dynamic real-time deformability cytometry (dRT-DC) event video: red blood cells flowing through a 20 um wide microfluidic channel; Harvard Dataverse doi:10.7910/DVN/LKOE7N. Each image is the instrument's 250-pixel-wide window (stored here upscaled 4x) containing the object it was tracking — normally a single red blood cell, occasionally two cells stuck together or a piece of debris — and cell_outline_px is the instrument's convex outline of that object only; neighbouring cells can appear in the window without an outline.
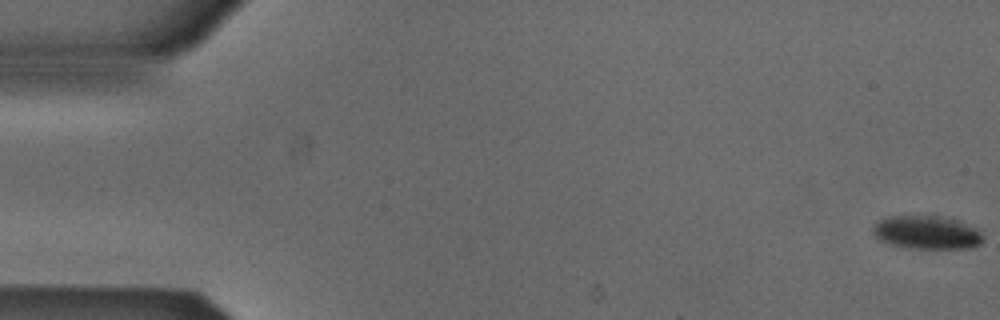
{"species": "Egyptian fruit bat (a non-hibernating species)", "species_latin": "Rousettus aegyptiacus", "temperature_condition": "cold", "stored_images_in_passage": 40, "camera_frame_rate_fps": 3000, "um_per_image_px": 0.085, "animal": {"sex": "male"}, "frame": {"image": 1, "passage_image": 1, "time_ms": 0.0, "image_size_px": [1000, 320], "cell_outline_px": [[984, 240], [980, 244], [972, 248], [908, 248], [888, 244], [880, 240], [872, 232], [872, 228], [880, 220], [892, 216], [940, 216], [960, 220], [976, 228], [984, 236]], "centroid_in_image_um": [78.82, 19.76], "position_along_channel_um": 6.2, "area_um2": 21.5}}
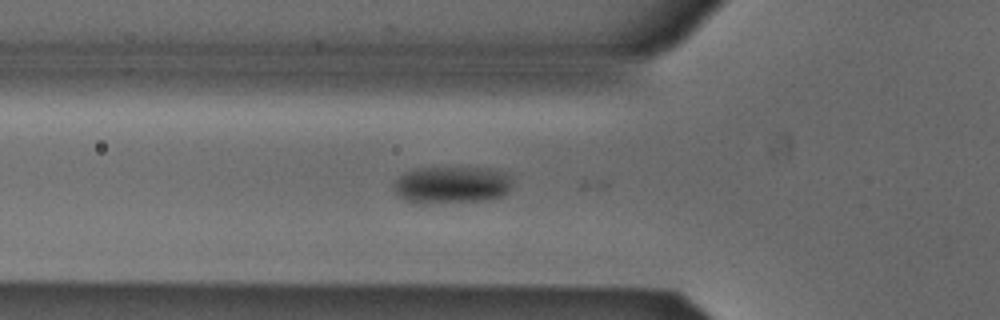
{"frame": {"image": 2, "passage_image": 19, "time_ms": 6.0, "image_size_px": [1000, 320], "cell_outline_px": [[512, 184], [508, 192], [504, 196], [492, 200], [416, 204], [404, 200], [396, 196], [392, 188], [392, 184], [404, 172], [416, 168], [488, 168], [504, 172], [512, 176]], "centroid_in_image_um": [38.38, 15.73], "position_along_channel_um": 87.4, "area_um2": 26.36}}
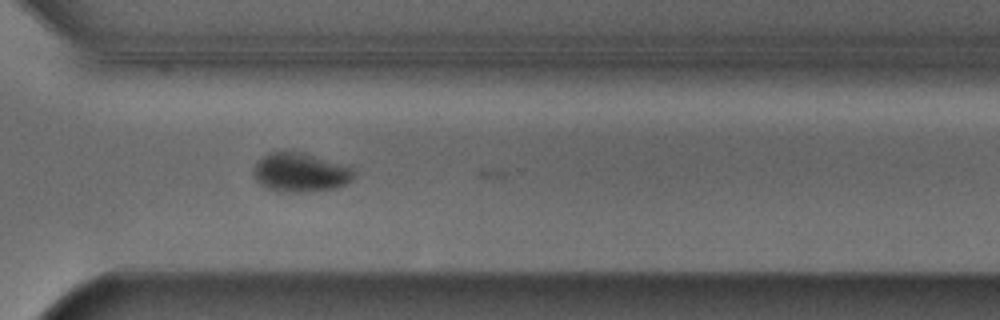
{"frame": {"image": 3, "passage_image": 39, "time_ms": 12.667, "image_size_px": [1000, 320], "cell_outline_px": [[356, 176], [348, 184], [336, 188], [304, 192], [280, 192], [264, 188], [256, 180], [252, 172], [252, 168], [256, 160], [268, 152], [288, 148], [352, 164], [356, 172]], "centroid_in_image_um": [25.57, 14.6], "position_along_channel_um": 345.0, "area_um2": 24.51}}